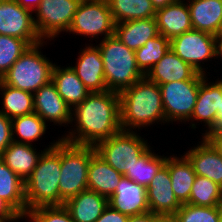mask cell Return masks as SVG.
<instances>
[{"mask_svg": "<svg viewBox=\"0 0 222 222\" xmlns=\"http://www.w3.org/2000/svg\"><path fill=\"white\" fill-rule=\"evenodd\" d=\"M70 125L60 138L72 144L96 146L115 135L121 130L119 93L90 92L83 102L72 108Z\"/></svg>", "mask_w": 222, "mask_h": 222, "instance_id": "1", "label": "cell"}, {"mask_svg": "<svg viewBox=\"0 0 222 222\" xmlns=\"http://www.w3.org/2000/svg\"><path fill=\"white\" fill-rule=\"evenodd\" d=\"M119 96L122 130L137 129L140 132V129H147L156 123L166 124L161 89L157 83L144 77L120 92Z\"/></svg>", "mask_w": 222, "mask_h": 222, "instance_id": "2", "label": "cell"}, {"mask_svg": "<svg viewBox=\"0 0 222 222\" xmlns=\"http://www.w3.org/2000/svg\"><path fill=\"white\" fill-rule=\"evenodd\" d=\"M61 138L41 155L31 176L24 182L27 212L40 206L60 205Z\"/></svg>", "mask_w": 222, "mask_h": 222, "instance_id": "3", "label": "cell"}, {"mask_svg": "<svg viewBox=\"0 0 222 222\" xmlns=\"http://www.w3.org/2000/svg\"><path fill=\"white\" fill-rule=\"evenodd\" d=\"M99 48L107 89L120 93L145 77L136 63L135 51L129 49L115 35L99 40Z\"/></svg>", "mask_w": 222, "mask_h": 222, "instance_id": "4", "label": "cell"}, {"mask_svg": "<svg viewBox=\"0 0 222 222\" xmlns=\"http://www.w3.org/2000/svg\"><path fill=\"white\" fill-rule=\"evenodd\" d=\"M49 42L51 41L43 40L31 45L2 77V81L6 85L31 93L49 83L55 62L41 52L42 47Z\"/></svg>", "mask_w": 222, "mask_h": 222, "instance_id": "5", "label": "cell"}, {"mask_svg": "<svg viewBox=\"0 0 222 222\" xmlns=\"http://www.w3.org/2000/svg\"><path fill=\"white\" fill-rule=\"evenodd\" d=\"M95 153V146L72 144L61 139L60 205L88 189V166Z\"/></svg>", "mask_w": 222, "mask_h": 222, "instance_id": "6", "label": "cell"}, {"mask_svg": "<svg viewBox=\"0 0 222 222\" xmlns=\"http://www.w3.org/2000/svg\"><path fill=\"white\" fill-rule=\"evenodd\" d=\"M138 131L120 130L115 135L99 142L95 146L99 154L110 166L125 174L135 161L151 146Z\"/></svg>", "mask_w": 222, "mask_h": 222, "instance_id": "7", "label": "cell"}, {"mask_svg": "<svg viewBox=\"0 0 222 222\" xmlns=\"http://www.w3.org/2000/svg\"><path fill=\"white\" fill-rule=\"evenodd\" d=\"M205 76L197 72L190 80L159 85L167 124L174 122L185 124L189 121L196 104L200 83Z\"/></svg>", "mask_w": 222, "mask_h": 222, "instance_id": "8", "label": "cell"}, {"mask_svg": "<svg viewBox=\"0 0 222 222\" xmlns=\"http://www.w3.org/2000/svg\"><path fill=\"white\" fill-rule=\"evenodd\" d=\"M114 30L115 22L106 0H83L66 33L83 35L96 42L100 37L103 40L113 36Z\"/></svg>", "mask_w": 222, "mask_h": 222, "instance_id": "9", "label": "cell"}, {"mask_svg": "<svg viewBox=\"0 0 222 222\" xmlns=\"http://www.w3.org/2000/svg\"><path fill=\"white\" fill-rule=\"evenodd\" d=\"M83 0H42L34 11V23L43 40H56L68 31Z\"/></svg>", "mask_w": 222, "mask_h": 222, "instance_id": "10", "label": "cell"}, {"mask_svg": "<svg viewBox=\"0 0 222 222\" xmlns=\"http://www.w3.org/2000/svg\"><path fill=\"white\" fill-rule=\"evenodd\" d=\"M170 49L196 72L208 75L205 62L215 58V37L199 30H190L170 40Z\"/></svg>", "mask_w": 222, "mask_h": 222, "instance_id": "11", "label": "cell"}, {"mask_svg": "<svg viewBox=\"0 0 222 222\" xmlns=\"http://www.w3.org/2000/svg\"><path fill=\"white\" fill-rule=\"evenodd\" d=\"M0 35L25 40L30 46L43 41L34 23V14L15 0H0Z\"/></svg>", "mask_w": 222, "mask_h": 222, "instance_id": "12", "label": "cell"}, {"mask_svg": "<svg viewBox=\"0 0 222 222\" xmlns=\"http://www.w3.org/2000/svg\"><path fill=\"white\" fill-rule=\"evenodd\" d=\"M207 76L209 75H206L200 83L196 104L194 106L192 116L187 122L190 125L189 127L194 130L198 128L196 126L199 121L201 124H205L203 126H205L206 130H202L204 132L201 133V137L215 128L217 112L220 111V104L222 100L221 77L217 78L215 82L214 80H212L213 82H209L210 78Z\"/></svg>", "mask_w": 222, "mask_h": 222, "instance_id": "13", "label": "cell"}, {"mask_svg": "<svg viewBox=\"0 0 222 222\" xmlns=\"http://www.w3.org/2000/svg\"><path fill=\"white\" fill-rule=\"evenodd\" d=\"M33 101L34 112L47 124L53 122L52 126L69 127L72 109L59 95L52 81L33 93Z\"/></svg>", "mask_w": 222, "mask_h": 222, "instance_id": "14", "label": "cell"}, {"mask_svg": "<svg viewBox=\"0 0 222 222\" xmlns=\"http://www.w3.org/2000/svg\"><path fill=\"white\" fill-rule=\"evenodd\" d=\"M94 44L88 45L78 52L75 66L72 69L76 72L77 77L83 82L89 92L106 91L107 86L104 76L103 60L99 48Z\"/></svg>", "mask_w": 222, "mask_h": 222, "instance_id": "15", "label": "cell"}, {"mask_svg": "<svg viewBox=\"0 0 222 222\" xmlns=\"http://www.w3.org/2000/svg\"><path fill=\"white\" fill-rule=\"evenodd\" d=\"M149 211L157 215H174L181 207L175 197L169 168L164 165L146 188Z\"/></svg>", "mask_w": 222, "mask_h": 222, "instance_id": "16", "label": "cell"}, {"mask_svg": "<svg viewBox=\"0 0 222 222\" xmlns=\"http://www.w3.org/2000/svg\"><path fill=\"white\" fill-rule=\"evenodd\" d=\"M108 205L127 216L150 212L146 188L125 176L121 178L114 194L108 199Z\"/></svg>", "mask_w": 222, "mask_h": 222, "instance_id": "17", "label": "cell"}, {"mask_svg": "<svg viewBox=\"0 0 222 222\" xmlns=\"http://www.w3.org/2000/svg\"><path fill=\"white\" fill-rule=\"evenodd\" d=\"M59 139L60 137L56 141L53 139L49 147L45 146L43 151H37L36 144L34 146L13 141L5 148L0 158L25 182L31 176L43 152L54 147Z\"/></svg>", "mask_w": 222, "mask_h": 222, "instance_id": "18", "label": "cell"}, {"mask_svg": "<svg viewBox=\"0 0 222 222\" xmlns=\"http://www.w3.org/2000/svg\"><path fill=\"white\" fill-rule=\"evenodd\" d=\"M198 144L184 152L198 176H204L222 187V157L204 138Z\"/></svg>", "mask_w": 222, "mask_h": 222, "instance_id": "19", "label": "cell"}, {"mask_svg": "<svg viewBox=\"0 0 222 222\" xmlns=\"http://www.w3.org/2000/svg\"><path fill=\"white\" fill-rule=\"evenodd\" d=\"M159 34L171 40L193 29L186 0H178L156 10Z\"/></svg>", "mask_w": 222, "mask_h": 222, "instance_id": "20", "label": "cell"}, {"mask_svg": "<svg viewBox=\"0 0 222 222\" xmlns=\"http://www.w3.org/2000/svg\"><path fill=\"white\" fill-rule=\"evenodd\" d=\"M194 30L216 35L222 27V0H186Z\"/></svg>", "mask_w": 222, "mask_h": 222, "instance_id": "21", "label": "cell"}, {"mask_svg": "<svg viewBox=\"0 0 222 222\" xmlns=\"http://www.w3.org/2000/svg\"><path fill=\"white\" fill-rule=\"evenodd\" d=\"M197 72L171 49L156 63L145 77L158 85L190 80Z\"/></svg>", "mask_w": 222, "mask_h": 222, "instance_id": "22", "label": "cell"}, {"mask_svg": "<svg viewBox=\"0 0 222 222\" xmlns=\"http://www.w3.org/2000/svg\"><path fill=\"white\" fill-rule=\"evenodd\" d=\"M124 175L110 166L99 154L95 153L88 166V190L110 198Z\"/></svg>", "mask_w": 222, "mask_h": 222, "instance_id": "23", "label": "cell"}, {"mask_svg": "<svg viewBox=\"0 0 222 222\" xmlns=\"http://www.w3.org/2000/svg\"><path fill=\"white\" fill-rule=\"evenodd\" d=\"M64 206L75 222H96L108 206V198L87 189L68 199Z\"/></svg>", "mask_w": 222, "mask_h": 222, "instance_id": "24", "label": "cell"}, {"mask_svg": "<svg viewBox=\"0 0 222 222\" xmlns=\"http://www.w3.org/2000/svg\"><path fill=\"white\" fill-rule=\"evenodd\" d=\"M51 81L71 109L83 102L90 93L70 65L61 67L55 62Z\"/></svg>", "mask_w": 222, "mask_h": 222, "instance_id": "25", "label": "cell"}, {"mask_svg": "<svg viewBox=\"0 0 222 222\" xmlns=\"http://www.w3.org/2000/svg\"><path fill=\"white\" fill-rule=\"evenodd\" d=\"M114 35L129 49L136 51L159 35L155 18L125 21L115 24Z\"/></svg>", "mask_w": 222, "mask_h": 222, "instance_id": "26", "label": "cell"}, {"mask_svg": "<svg viewBox=\"0 0 222 222\" xmlns=\"http://www.w3.org/2000/svg\"><path fill=\"white\" fill-rule=\"evenodd\" d=\"M179 156L167 155L165 165L169 168L174 195L181 204H184L189 202L196 173L189 160L184 155Z\"/></svg>", "mask_w": 222, "mask_h": 222, "instance_id": "27", "label": "cell"}, {"mask_svg": "<svg viewBox=\"0 0 222 222\" xmlns=\"http://www.w3.org/2000/svg\"><path fill=\"white\" fill-rule=\"evenodd\" d=\"M0 198L22 218L27 214L24 181L0 158Z\"/></svg>", "mask_w": 222, "mask_h": 222, "instance_id": "28", "label": "cell"}, {"mask_svg": "<svg viewBox=\"0 0 222 222\" xmlns=\"http://www.w3.org/2000/svg\"><path fill=\"white\" fill-rule=\"evenodd\" d=\"M0 112L7 118L13 119L23 115L34 113L33 93L6 85L3 81L0 84Z\"/></svg>", "mask_w": 222, "mask_h": 222, "instance_id": "29", "label": "cell"}, {"mask_svg": "<svg viewBox=\"0 0 222 222\" xmlns=\"http://www.w3.org/2000/svg\"><path fill=\"white\" fill-rule=\"evenodd\" d=\"M115 24L155 18L156 8L151 0H106Z\"/></svg>", "mask_w": 222, "mask_h": 222, "instance_id": "30", "label": "cell"}, {"mask_svg": "<svg viewBox=\"0 0 222 222\" xmlns=\"http://www.w3.org/2000/svg\"><path fill=\"white\" fill-rule=\"evenodd\" d=\"M167 156L156 154L150 147L124 174L137 184L148 187L156 173L165 165Z\"/></svg>", "mask_w": 222, "mask_h": 222, "instance_id": "31", "label": "cell"}, {"mask_svg": "<svg viewBox=\"0 0 222 222\" xmlns=\"http://www.w3.org/2000/svg\"><path fill=\"white\" fill-rule=\"evenodd\" d=\"M12 140L17 143L33 145L45 135L48 124L37 114L23 115L11 120Z\"/></svg>", "mask_w": 222, "mask_h": 222, "instance_id": "32", "label": "cell"}, {"mask_svg": "<svg viewBox=\"0 0 222 222\" xmlns=\"http://www.w3.org/2000/svg\"><path fill=\"white\" fill-rule=\"evenodd\" d=\"M170 49V40L159 34L149 39L144 46L135 51L136 63L140 71L146 75Z\"/></svg>", "mask_w": 222, "mask_h": 222, "instance_id": "33", "label": "cell"}, {"mask_svg": "<svg viewBox=\"0 0 222 222\" xmlns=\"http://www.w3.org/2000/svg\"><path fill=\"white\" fill-rule=\"evenodd\" d=\"M188 204L196 206H222V187L212 180L196 175Z\"/></svg>", "mask_w": 222, "mask_h": 222, "instance_id": "34", "label": "cell"}, {"mask_svg": "<svg viewBox=\"0 0 222 222\" xmlns=\"http://www.w3.org/2000/svg\"><path fill=\"white\" fill-rule=\"evenodd\" d=\"M29 47L30 45L23 39L0 35L1 78Z\"/></svg>", "mask_w": 222, "mask_h": 222, "instance_id": "35", "label": "cell"}, {"mask_svg": "<svg viewBox=\"0 0 222 222\" xmlns=\"http://www.w3.org/2000/svg\"><path fill=\"white\" fill-rule=\"evenodd\" d=\"M222 206L208 207L184 203L174 214L178 222H218Z\"/></svg>", "mask_w": 222, "mask_h": 222, "instance_id": "36", "label": "cell"}, {"mask_svg": "<svg viewBox=\"0 0 222 222\" xmlns=\"http://www.w3.org/2000/svg\"><path fill=\"white\" fill-rule=\"evenodd\" d=\"M23 219L26 222H75L64 205L33 208Z\"/></svg>", "mask_w": 222, "mask_h": 222, "instance_id": "37", "label": "cell"}, {"mask_svg": "<svg viewBox=\"0 0 222 222\" xmlns=\"http://www.w3.org/2000/svg\"><path fill=\"white\" fill-rule=\"evenodd\" d=\"M13 142L12 140V122L3 113L0 112V156L5 148Z\"/></svg>", "mask_w": 222, "mask_h": 222, "instance_id": "38", "label": "cell"}, {"mask_svg": "<svg viewBox=\"0 0 222 222\" xmlns=\"http://www.w3.org/2000/svg\"><path fill=\"white\" fill-rule=\"evenodd\" d=\"M129 216L108 205L96 222H128Z\"/></svg>", "mask_w": 222, "mask_h": 222, "instance_id": "39", "label": "cell"}, {"mask_svg": "<svg viewBox=\"0 0 222 222\" xmlns=\"http://www.w3.org/2000/svg\"><path fill=\"white\" fill-rule=\"evenodd\" d=\"M222 157V131H210L203 136Z\"/></svg>", "mask_w": 222, "mask_h": 222, "instance_id": "40", "label": "cell"}, {"mask_svg": "<svg viewBox=\"0 0 222 222\" xmlns=\"http://www.w3.org/2000/svg\"><path fill=\"white\" fill-rule=\"evenodd\" d=\"M0 217H21L7 202L0 198Z\"/></svg>", "mask_w": 222, "mask_h": 222, "instance_id": "41", "label": "cell"}, {"mask_svg": "<svg viewBox=\"0 0 222 222\" xmlns=\"http://www.w3.org/2000/svg\"><path fill=\"white\" fill-rule=\"evenodd\" d=\"M155 218H156V214H153L152 212H148L142 215L129 216L128 222H154Z\"/></svg>", "mask_w": 222, "mask_h": 222, "instance_id": "42", "label": "cell"}, {"mask_svg": "<svg viewBox=\"0 0 222 222\" xmlns=\"http://www.w3.org/2000/svg\"><path fill=\"white\" fill-rule=\"evenodd\" d=\"M15 1L23 8L28 9L34 13V11L38 8L42 0H15Z\"/></svg>", "mask_w": 222, "mask_h": 222, "instance_id": "43", "label": "cell"}, {"mask_svg": "<svg viewBox=\"0 0 222 222\" xmlns=\"http://www.w3.org/2000/svg\"><path fill=\"white\" fill-rule=\"evenodd\" d=\"M215 57L217 60L220 58L222 61V31L216 34L215 36Z\"/></svg>", "mask_w": 222, "mask_h": 222, "instance_id": "44", "label": "cell"}, {"mask_svg": "<svg viewBox=\"0 0 222 222\" xmlns=\"http://www.w3.org/2000/svg\"><path fill=\"white\" fill-rule=\"evenodd\" d=\"M154 222H178L175 215H157Z\"/></svg>", "mask_w": 222, "mask_h": 222, "instance_id": "45", "label": "cell"}, {"mask_svg": "<svg viewBox=\"0 0 222 222\" xmlns=\"http://www.w3.org/2000/svg\"><path fill=\"white\" fill-rule=\"evenodd\" d=\"M153 6L157 9L167 6L168 4H172L178 0H151Z\"/></svg>", "mask_w": 222, "mask_h": 222, "instance_id": "46", "label": "cell"}, {"mask_svg": "<svg viewBox=\"0 0 222 222\" xmlns=\"http://www.w3.org/2000/svg\"><path fill=\"white\" fill-rule=\"evenodd\" d=\"M212 131H222V100L220 104V111L217 112L216 126Z\"/></svg>", "mask_w": 222, "mask_h": 222, "instance_id": "47", "label": "cell"}, {"mask_svg": "<svg viewBox=\"0 0 222 222\" xmlns=\"http://www.w3.org/2000/svg\"><path fill=\"white\" fill-rule=\"evenodd\" d=\"M19 220H23L22 217H0V222H20Z\"/></svg>", "mask_w": 222, "mask_h": 222, "instance_id": "48", "label": "cell"}, {"mask_svg": "<svg viewBox=\"0 0 222 222\" xmlns=\"http://www.w3.org/2000/svg\"><path fill=\"white\" fill-rule=\"evenodd\" d=\"M218 222H222V211L220 213V218H219V221Z\"/></svg>", "mask_w": 222, "mask_h": 222, "instance_id": "49", "label": "cell"}]
</instances>
